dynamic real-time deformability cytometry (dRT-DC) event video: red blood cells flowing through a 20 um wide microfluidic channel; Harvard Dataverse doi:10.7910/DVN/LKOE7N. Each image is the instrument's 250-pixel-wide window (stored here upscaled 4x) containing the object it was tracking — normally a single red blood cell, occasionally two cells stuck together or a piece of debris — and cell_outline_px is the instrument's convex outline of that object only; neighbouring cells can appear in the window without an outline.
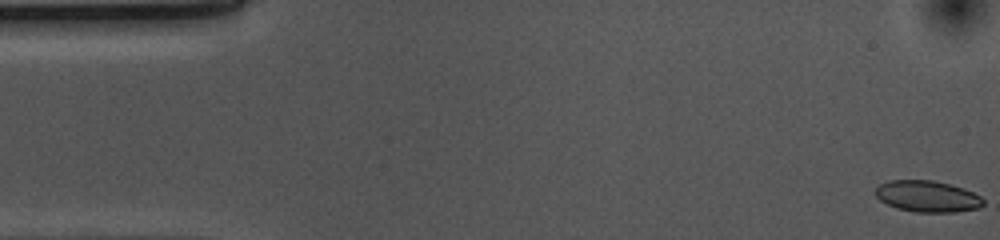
{"species": "common noctule bat (a hibernating species)", "species_latin": "Nyctalus noctula", "temperature_condition": "cold", "stored_images_in_passage": 54, "camera_frame_rate_fps": 3000, "um_per_image_px": 0.085, "animal": {"sex": "female", "body_mass_g": 10.0, "forearm_length_mm": 53.1}, "frame": {"image": 1, "passage_image": 1, "time_ms": 0.0, "image_size_px": [1000, 240], "cell_outline_px": [[984, 204], [980, 208], [956, 212], [916, 212], [896, 208], [880, 200], [876, 196], [876, 188], [880, 184], [888, 180], [932, 180], [964, 188], [980, 196], [984, 200]], "centroid_in_image_um": [78.84, 16.69], "position_along_channel_um": 6.2, "area_um2": 19.71}}
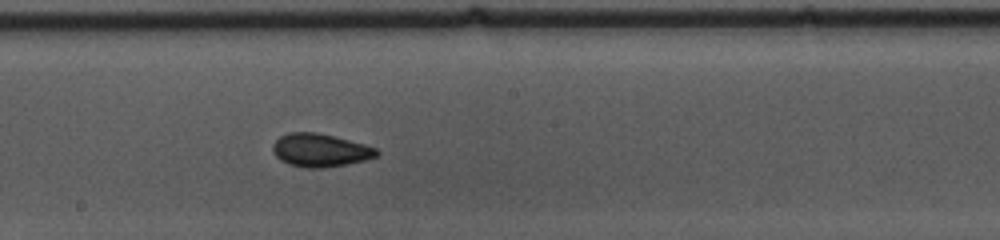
{"frame": {"image": 2, "passage_image": 28, "time_ms": 9.0, "image_size_px": [1000, 240], "cell_outline_px": [[380, 152], [376, 156], [364, 160], [348, 164], [324, 168], [304, 168], [288, 164], [280, 160], [276, 156], [272, 148], [272, 144], [280, 136], [288, 132], [316, 132], [336, 136], [364, 144], [376, 148]], "centroid_in_image_um": [27.2, 12.77], "position_along_channel_um": 221.0, "area_um2": 20.23}}
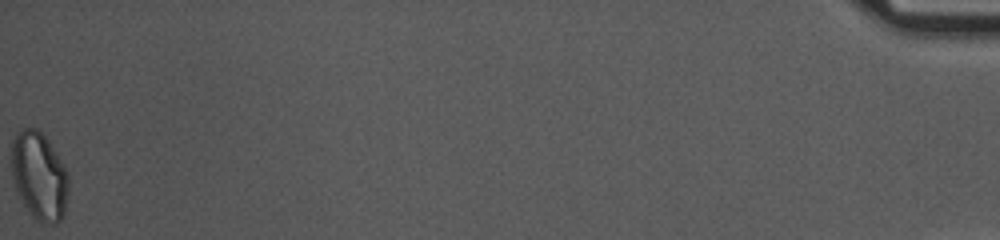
{"frame": {"image": 3, "passage_image": 54, "time_ms": 17.667, "image_size_px": [1000, 240], "cell_outline_px": [[68, 192], [64, 216], [56, 224], [44, 224], [36, 220], [32, 216], [24, 204], [12, 184], [12, 140], [16, 132], [20, 128], [36, 128], [48, 140], [64, 164], [68, 172]], "centroid_in_image_um": [3.33, 14.97], "position_along_channel_um": 431.9, "area_um2": 29.59}, "authors_computed_cell_mechanics": {"area_um2": 19.9988, "velocity_mm_per_s": 3.6804, "shape_relaxation_time_tau1_ms": 8.2161, "shape_relaxation_time_tau2_ms": 2.1062, "deformation_change_tau1": 0.1275, "deformation_change_tau2": 0.0634}}